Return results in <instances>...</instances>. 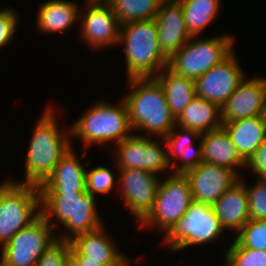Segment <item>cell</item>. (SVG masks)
I'll return each instance as SVG.
<instances>
[{
    "mask_svg": "<svg viewBox=\"0 0 266 266\" xmlns=\"http://www.w3.org/2000/svg\"><path fill=\"white\" fill-rule=\"evenodd\" d=\"M118 187L125 207L141 222L151 211L160 177L142 169H117Z\"/></svg>",
    "mask_w": 266,
    "mask_h": 266,
    "instance_id": "13",
    "label": "cell"
},
{
    "mask_svg": "<svg viewBox=\"0 0 266 266\" xmlns=\"http://www.w3.org/2000/svg\"><path fill=\"white\" fill-rule=\"evenodd\" d=\"M108 235L104 225L98 230L77 235L70 241V254L83 255L88 260L107 266H130L128 256L119 251L111 235Z\"/></svg>",
    "mask_w": 266,
    "mask_h": 266,
    "instance_id": "18",
    "label": "cell"
},
{
    "mask_svg": "<svg viewBox=\"0 0 266 266\" xmlns=\"http://www.w3.org/2000/svg\"><path fill=\"white\" fill-rule=\"evenodd\" d=\"M118 44H124L126 79L155 77L168 66L169 59L160 49L154 19L120 25Z\"/></svg>",
    "mask_w": 266,
    "mask_h": 266,
    "instance_id": "4",
    "label": "cell"
},
{
    "mask_svg": "<svg viewBox=\"0 0 266 266\" xmlns=\"http://www.w3.org/2000/svg\"><path fill=\"white\" fill-rule=\"evenodd\" d=\"M85 3L84 13H79L81 40L93 50L118 44L120 23L111 6L105 0H85Z\"/></svg>",
    "mask_w": 266,
    "mask_h": 266,
    "instance_id": "12",
    "label": "cell"
},
{
    "mask_svg": "<svg viewBox=\"0 0 266 266\" xmlns=\"http://www.w3.org/2000/svg\"><path fill=\"white\" fill-rule=\"evenodd\" d=\"M65 266H80V264L71 254H69L66 258Z\"/></svg>",
    "mask_w": 266,
    "mask_h": 266,
    "instance_id": "37",
    "label": "cell"
},
{
    "mask_svg": "<svg viewBox=\"0 0 266 266\" xmlns=\"http://www.w3.org/2000/svg\"><path fill=\"white\" fill-rule=\"evenodd\" d=\"M236 52L233 51L221 63L195 80L196 96L217 104L220 108L247 76L240 67Z\"/></svg>",
    "mask_w": 266,
    "mask_h": 266,
    "instance_id": "14",
    "label": "cell"
},
{
    "mask_svg": "<svg viewBox=\"0 0 266 266\" xmlns=\"http://www.w3.org/2000/svg\"><path fill=\"white\" fill-rule=\"evenodd\" d=\"M242 247L266 251V220H249L234 238Z\"/></svg>",
    "mask_w": 266,
    "mask_h": 266,
    "instance_id": "31",
    "label": "cell"
},
{
    "mask_svg": "<svg viewBox=\"0 0 266 266\" xmlns=\"http://www.w3.org/2000/svg\"><path fill=\"white\" fill-rule=\"evenodd\" d=\"M17 10L12 7L0 9V48L6 47L17 31V25L20 22Z\"/></svg>",
    "mask_w": 266,
    "mask_h": 266,
    "instance_id": "34",
    "label": "cell"
},
{
    "mask_svg": "<svg viewBox=\"0 0 266 266\" xmlns=\"http://www.w3.org/2000/svg\"><path fill=\"white\" fill-rule=\"evenodd\" d=\"M249 218L251 220H266V180H256L255 185H246Z\"/></svg>",
    "mask_w": 266,
    "mask_h": 266,
    "instance_id": "32",
    "label": "cell"
},
{
    "mask_svg": "<svg viewBox=\"0 0 266 266\" xmlns=\"http://www.w3.org/2000/svg\"><path fill=\"white\" fill-rule=\"evenodd\" d=\"M128 94L122 99L128 110L132 131H140L144 136L164 138L176 125L167 104L164 90L154 77L128 78Z\"/></svg>",
    "mask_w": 266,
    "mask_h": 266,
    "instance_id": "1",
    "label": "cell"
},
{
    "mask_svg": "<svg viewBox=\"0 0 266 266\" xmlns=\"http://www.w3.org/2000/svg\"><path fill=\"white\" fill-rule=\"evenodd\" d=\"M246 167V169L250 168L252 174L255 173L258 179L266 180V139L246 162Z\"/></svg>",
    "mask_w": 266,
    "mask_h": 266,
    "instance_id": "35",
    "label": "cell"
},
{
    "mask_svg": "<svg viewBox=\"0 0 266 266\" xmlns=\"http://www.w3.org/2000/svg\"><path fill=\"white\" fill-rule=\"evenodd\" d=\"M187 32L199 36L220 13V0H179Z\"/></svg>",
    "mask_w": 266,
    "mask_h": 266,
    "instance_id": "27",
    "label": "cell"
},
{
    "mask_svg": "<svg viewBox=\"0 0 266 266\" xmlns=\"http://www.w3.org/2000/svg\"><path fill=\"white\" fill-rule=\"evenodd\" d=\"M78 6L70 0H47L41 3L37 11V30L45 34L58 32L63 35L78 23L81 11Z\"/></svg>",
    "mask_w": 266,
    "mask_h": 266,
    "instance_id": "24",
    "label": "cell"
},
{
    "mask_svg": "<svg viewBox=\"0 0 266 266\" xmlns=\"http://www.w3.org/2000/svg\"><path fill=\"white\" fill-rule=\"evenodd\" d=\"M200 136L201 134L196 130L178 128L175 125L164 137L167 143L168 161L173 168L170 169L172 170L170 173L185 174L203 162ZM197 139L200 141L198 146L195 144ZM175 159L180 163H176Z\"/></svg>",
    "mask_w": 266,
    "mask_h": 266,
    "instance_id": "20",
    "label": "cell"
},
{
    "mask_svg": "<svg viewBox=\"0 0 266 266\" xmlns=\"http://www.w3.org/2000/svg\"><path fill=\"white\" fill-rule=\"evenodd\" d=\"M154 78L162 86L167 104L176 119L196 97L195 80L175 73L168 66Z\"/></svg>",
    "mask_w": 266,
    "mask_h": 266,
    "instance_id": "26",
    "label": "cell"
},
{
    "mask_svg": "<svg viewBox=\"0 0 266 266\" xmlns=\"http://www.w3.org/2000/svg\"><path fill=\"white\" fill-rule=\"evenodd\" d=\"M194 201L212 205L239 177L230 169L206 162L185 173Z\"/></svg>",
    "mask_w": 266,
    "mask_h": 266,
    "instance_id": "16",
    "label": "cell"
},
{
    "mask_svg": "<svg viewBox=\"0 0 266 266\" xmlns=\"http://www.w3.org/2000/svg\"><path fill=\"white\" fill-rule=\"evenodd\" d=\"M200 140L203 162L226 167L239 178L243 176L239 173L246 168V161L223 128L201 134Z\"/></svg>",
    "mask_w": 266,
    "mask_h": 266,
    "instance_id": "22",
    "label": "cell"
},
{
    "mask_svg": "<svg viewBox=\"0 0 266 266\" xmlns=\"http://www.w3.org/2000/svg\"><path fill=\"white\" fill-rule=\"evenodd\" d=\"M41 215L38 185L6 179L0 183V249Z\"/></svg>",
    "mask_w": 266,
    "mask_h": 266,
    "instance_id": "6",
    "label": "cell"
},
{
    "mask_svg": "<svg viewBox=\"0 0 266 266\" xmlns=\"http://www.w3.org/2000/svg\"><path fill=\"white\" fill-rule=\"evenodd\" d=\"M227 189L213 204L221 227L236 234L250 220L246 182L242 179Z\"/></svg>",
    "mask_w": 266,
    "mask_h": 266,
    "instance_id": "21",
    "label": "cell"
},
{
    "mask_svg": "<svg viewBox=\"0 0 266 266\" xmlns=\"http://www.w3.org/2000/svg\"><path fill=\"white\" fill-rule=\"evenodd\" d=\"M266 116V78L245 77L221 107L222 123Z\"/></svg>",
    "mask_w": 266,
    "mask_h": 266,
    "instance_id": "15",
    "label": "cell"
},
{
    "mask_svg": "<svg viewBox=\"0 0 266 266\" xmlns=\"http://www.w3.org/2000/svg\"><path fill=\"white\" fill-rule=\"evenodd\" d=\"M132 134L120 143L114 145L116 152L117 169H142L150 173L158 174L168 171L171 165L168 161L167 143L164 138L162 144L152 139L153 137L143 136V134ZM164 143V144H163ZM162 145H166L162 147ZM165 148V149H164Z\"/></svg>",
    "mask_w": 266,
    "mask_h": 266,
    "instance_id": "11",
    "label": "cell"
},
{
    "mask_svg": "<svg viewBox=\"0 0 266 266\" xmlns=\"http://www.w3.org/2000/svg\"><path fill=\"white\" fill-rule=\"evenodd\" d=\"M222 234L224 229L212 205L193 200L184 216L163 236V244L172 253L194 245L216 243Z\"/></svg>",
    "mask_w": 266,
    "mask_h": 266,
    "instance_id": "8",
    "label": "cell"
},
{
    "mask_svg": "<svg viewBox=\"0 0 266 266\" xmlns=\"http://www.w3.org/2000/svg\"><path fill=\"white\" fill-rule=\"evenodd\" d=\"M52 107H45L33 129L25 159V181H12L40 186L73 146L70 128L63 131L58 127L60 125Z\"/></svg>",
    "mask_w": 266,
    "mask_h": 266,
    "instance_id": "2",
    "label": "cell"
},
{
    "mask_svg": "<svg viewBox=\"0 0 266 266\" xmlns=\"http://www.w3.org/2000/svg\"><path fill=\"white\" fill-rule=\"evenodd\" d=\"M116 179L114 172L105 165L86 169V192L94 197L99 193L101 195L111 193L118 187Z\"/></svg>",
    "mask_w": 266,
    "mask_h": 266,
    "instance_id": "29",
    "label": "cell"
},
{
    "mask_svg": "<svg viewBox=\"0 0 266 266\" xmlns=\"http://www.w3.org/2000/svg\"><path fill=\"white\" fill-rule=\"evenodd\" d=\"M87 110L70 126L71 139L76 137L86 145L82 157H85L86 148L93 144L102 147L114 141L116 145L132 135L127 106L122 98L117 105L96 101Z\"/></svg>",
    "mask_w": 266,
    "mask_h": 266,
    "instance_id": "5",
    "label": "cell"
},
{
    "mask_svg": "<svg viewBox=\"0 0 266 266\" xmlns=\"http://www.w3.org/2000/svg\"><path fill=\"white\" fill-rule=\"evenodd\" d=\"M178 127L196 130L200 134L222 128L221 108L196 96L176 118Z\"/></svg>",
    "mask_w": 266,
    "mask_h": 266,
    "instance_id": "25",
    "label": "cell"
},
{
    "mask_svg": "<svg viewBox=\"0 0 266 266\" xmlns=\"http://www.w3.org/2000/svg\"><path fill=\"white\" fill-rule=\"evenodd\" d=\"M192 201L190 184L185 174L169 173L167 178L160 179L153 207L138 223L139 227L159 228L165 235L184 216Z\"/></svg>",
    "mask_w": 266,
    "mask_h": 266,
    "instance_id": "9",
    "label": "cell"
},
{
    "mask_svg": "<svg viewBox=\"0 0 266 266\" xmlns=\"http://www.w3.org/2000/svg\"><path fill=\"white\" fill-rule=\"evenodd\" d=\"M70 241L56 239L41 255L36 266H65L70 254Z\"/></svg>",
    "mask_w": 266,
    "mask_h": 266,
    "instance_id": "33",
    "label": "cell"
},
{
    "mask_svg": "<svg viewBox=\"0 0 266 266\" xmlns=\"http://www.w3.org/2000/svg\"><path fill=\"white\" fill-rule=\"evenodd\" d=\"M56 239V232L40 215L1 248L0 266H36L41 255Z\"/></svg>",
    "mask_w": 266,
    "mask_h": 266,
    "instance_id": "10",
    "label": "cell"
},
{
    "mask_svg": "<svg viewBox=\"0 0 266 266\" xmlns=\"http://www.w3.org/2000/svg\"><path fill=\"white\" fill-rule=\"evenodd\" d=\"M40 194L41 215L55 232V228L62 225L67 230L57 234L58 239L71 241L77 235L98 230L103 226L97 211V196H91L88 192Z\"/></svg>",
    "mask_w": 266,
    "mask_h": 266,
    "instance_id": "3",
    "label": "cell"
},
{
    "mask_svg": "<svg viewBox=\"0 0 266 266\" xmlns=\"http://www.w3.org/2000/svg\"><path fill=\"white\" fill-rule=\"evenodd\" d=\"M225 252V266H266V251L242 247L235 239Z\"/></svg>",
    "mask_w": 266,
    "mask_h": 266,
    "instance_id": "30",
    "label": "cell"
},
{
    "mask_svg": "<svg viewBox=\"0 0 266 266\" xmlns=\"http://www.w3.org/2000/svg\"><path fill=\"white\" fill-rule=\"evenodd\" d=\"M235 38L227 33L191 38L169 59L168 67L175 73L196 80L233 51Z\"/></svg>",
    "mask_w": 266,
    "mask_h": 266,
    "instance_id": "7",
    "label": "cell"
},
{
    "mask_svg": "<svg viewBox=\"0 0 266 266\" xmlns=\"http://www.w3.org/2000/svg\"><path fill=\"white\" fill-rule=\"evenodd\" d=\"M112 8L120 25L131 21L152 20L163 0H105Z\"/></svg>",
    "mask_w": 266,
    "mask_h": 266,
    "instance_id": "28",
    "label": "cell"
},
{
    "mask_svg": "<svg viewBox=\"0 0 266 266\" xmlns=\"http://www.w3.org/2000/svg\"><path fill=\"white\" fill-rule=\"evenodd\" d=\"M240 156L247 162L266 139V116L249 117L222 123Z\"/></svg>",
    "mask_w": 266,
    "mask_h": 266,
    "instance_id": "23",
    "label": "cell"
},
{
    "mask_svg": "<svg viewBox=\"0 0 266 266\" xmlns=\"http://www.w3.org/2000/svg\"><path fill=\"white\" fill-rule=\"evenodd\" d=\"M72 256L78 261L80 266H107V265L99 264V261L88 260L83 255H72Z\"/></svg>",
    "mask_w": 266,
    "mask_h": 266,
    "instance_id": "36",
    "label": "cell"
},
{
    "mask_svg": "<svg viewBox=\"0 0 266 266\" xmlns=\"http://www.w3.org/2000/svg\"><path fill=\"white\" fill-rule=\"evenodd\" d=\"M160 49L170 59L190 38L179 0H163L154 18Z\"/></svg>",
    "mask_w": 266,
    "mask_h": 266,
    "instance_id": "17",
    "label": "cell"
},
{
    "mask_svg": "<svg viewBox=\"0 0 266 266\" xmlns=\"http://www.w3.org/2000/svg\"><path fill=\"white\" fill-rule=\"evenodd\" d=\"M78 158L72 146L39 186L40 193L86 192L85 166L90 164V161H84V165Z\"/></svg>",
    "mask_w": 266,
    "mask_h": 266,
    "instance_id": "19",
    "label": "cell"
}]
</instances>
